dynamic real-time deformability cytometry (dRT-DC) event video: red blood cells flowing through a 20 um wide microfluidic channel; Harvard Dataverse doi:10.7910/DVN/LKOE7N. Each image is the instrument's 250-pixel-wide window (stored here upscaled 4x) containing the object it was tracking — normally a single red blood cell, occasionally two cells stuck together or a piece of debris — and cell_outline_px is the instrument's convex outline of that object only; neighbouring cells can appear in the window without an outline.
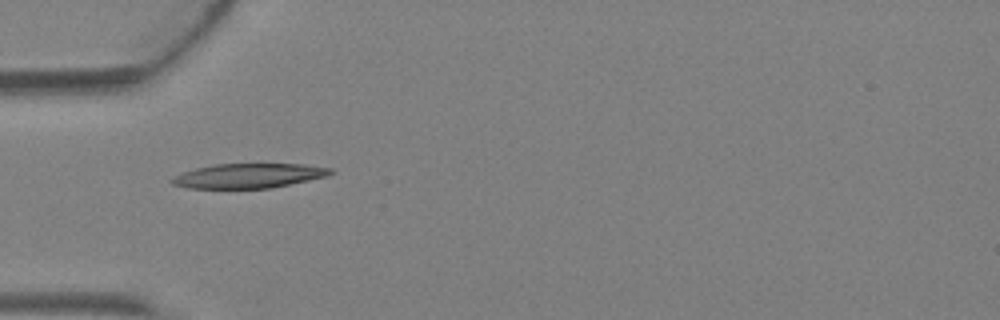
{"species": "Egyptian fruit bat (a non-hibernating species)", "species_latin": "Rousettus aegyptiacus", "temperature_condition": "warm", "stored_images_in_passage": 1, "camera_frame_rate_fps": 3000, "um_per_image_px": 0.085, "animal": {"sex": "female"}, "frame": {"image": 1, "passage_image": 1, "time_ms": 0.0, "image_size_px": [1000, 320], "cell_outline_px": [[336, 172], [328, 176], [272, 188], [188, 188], [172, 184], [168, 180], [184, 172], [196, 168], [212, 164], [304, 164], [332, 168]], "centroid_in_image_um": [21.18, 14.94], "position_along_channel_um": 63.8, "area_um2": 22.77}}